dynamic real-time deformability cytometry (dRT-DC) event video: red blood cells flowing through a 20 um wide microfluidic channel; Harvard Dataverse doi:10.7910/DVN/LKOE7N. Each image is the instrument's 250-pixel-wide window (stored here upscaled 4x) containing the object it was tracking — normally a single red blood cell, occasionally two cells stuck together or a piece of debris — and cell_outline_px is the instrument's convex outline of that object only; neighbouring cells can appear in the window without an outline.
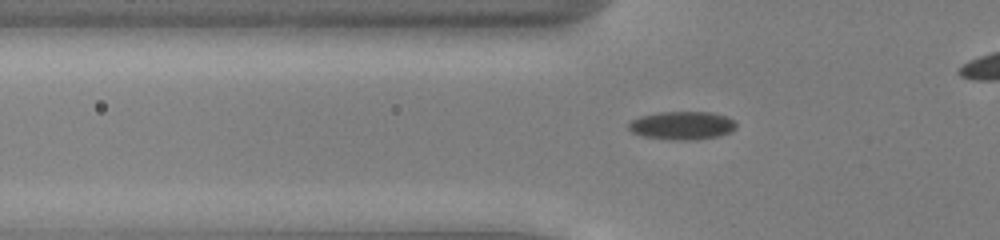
{"species": "common noctule bat (a hibernating species)", "species_latin": "Nyctalus noctula", "temperature_condition": "cold", "stored_images_in_passage": 32, "camera_frame_rate_fps": 3000, "um_per_image_px": 0.085, "animal": {"sex": "male", "body_mass_g": 13.0, "forearm_length_mm": 53.1}, "frame": {"image": 1, "passage_image": 6, "time_ms": 1.667, "image_size_px": [1000, 240], "cell_outline_px": [[736, 128], [732, 132], [720, 136], [696, 140], [672, 140], [644, 136], [632, 132], [628, 128], [628, 124], [632, 120], [640, 116], [660, 112], [712, 112], [736, 120]], "centroid_in_image_um": [58.02, 10.67], "position_along_channel_um": 67.8, "area_um2": 17.86}}
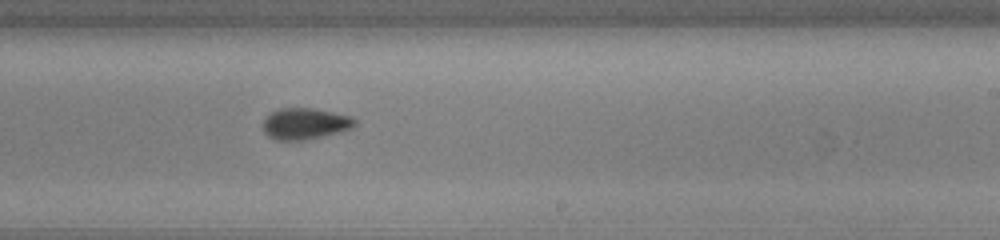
{"frame": {"image": 2, "passage_image": 21, "time_ms": 6.667, "image_size_px": [1000, 240], "cell_outline_px": [[356, 124], [352, 128], [324, 136], [300, 140], [276, 140], [268, 136], [264, 132], [264, 120], [272, 112], [280, 108], [312, 108], [352, 116], [356, 120]], "centroid_in_image_um": [25.95, 10.51], "position_along_channel_um": 263.1, "area_um2": 16.59}}
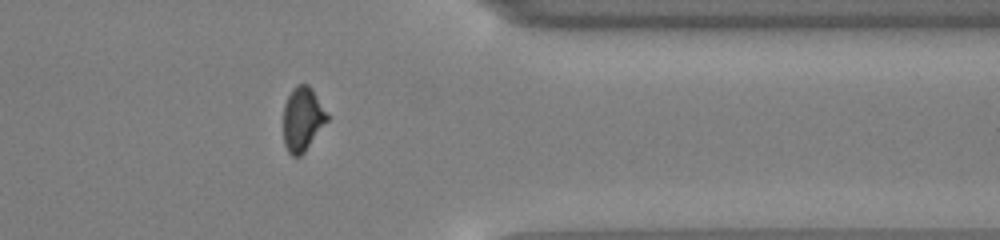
{"frame": {"image": 3, "passage_image": 31, "time_ms": 10.0, "image_size_px": [1000, 240], "cell_outline_px": [[328, 120], [304, 152], [300, 156], [292, 156], [288, 152], [284, 144], [284, 104], [292, 88], [296, 84], [308, 84], [312, 88], [328, 116]], "centroid_in_image_um": [25.7, 10.11], "position_along_channel_um": 385.7, "area_um2": 16.18}}